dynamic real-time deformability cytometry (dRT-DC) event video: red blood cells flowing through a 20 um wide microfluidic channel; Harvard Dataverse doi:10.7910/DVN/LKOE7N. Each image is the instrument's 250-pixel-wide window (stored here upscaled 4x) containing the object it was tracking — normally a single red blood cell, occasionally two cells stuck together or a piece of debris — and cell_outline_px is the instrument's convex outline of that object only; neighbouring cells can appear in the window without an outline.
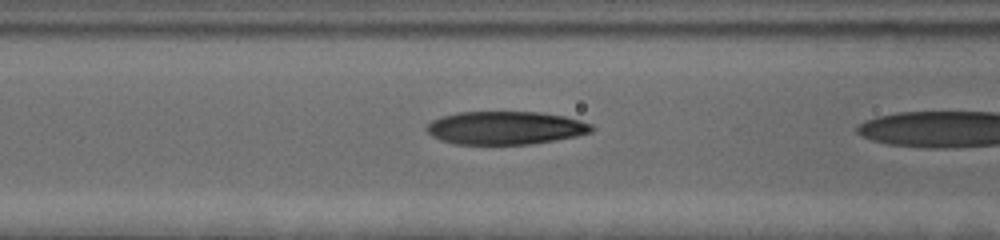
{"species": "human", "species_latin": "Homo sapiens", "temperature_condition": "cold", "stored_images_in_passage": 20, "camera_frame_rate_fps": 3000, "um_per_image_px": 0.085, "donor": {"sex": "female"}, "frame": {"image": 1, "passage_image": 19, "time_ms": 6.0, "image_size_px": [1000, 240], "cell_outline_px": [[596, 128], [592, 132], [576, 136], [532, 144], [456, 144], [440, 140], [432, 136], [424, 128], [432, 120], [444, 116], [460, 112], [536, 112], [564, 116], [580, 120], [592, 124]], "centroid_in_image_um": [42.98, 10.87], "position_along_channel_um": 123.6, "area_um2": 31.85}}